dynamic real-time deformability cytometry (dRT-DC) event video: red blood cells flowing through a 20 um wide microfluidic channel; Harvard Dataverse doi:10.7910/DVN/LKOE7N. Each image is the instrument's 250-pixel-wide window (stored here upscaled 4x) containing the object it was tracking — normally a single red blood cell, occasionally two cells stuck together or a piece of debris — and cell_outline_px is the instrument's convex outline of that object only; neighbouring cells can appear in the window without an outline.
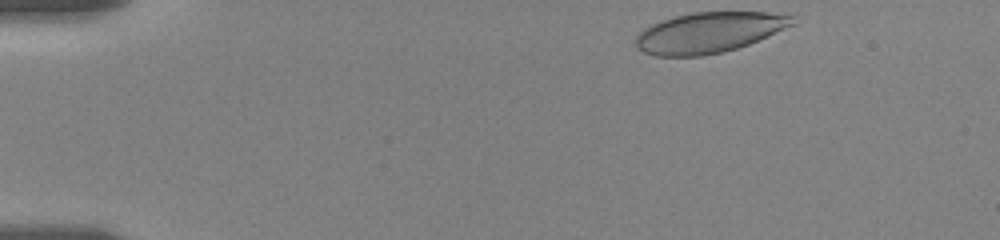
{"species": "human", "species_latin": "Homo sapiens", "temperature_condition": "room temperature", "stored_images_in_passage": 50, "camera_frame_rate_fps": 3000, "um_per_image_px": 0.085, "donor": {"sex": "female"}, "frame": {"image": 1, "passage_image": 1, "time_ms": 0.0, "image_size_px": [1000, 240], "cell_outline_px": [[796, 24], [748, 44], [736, 48], [720, 52], [700, 56], [656, 56], [644, 52], [636, 48], [636, 36], [644, 28], [660, 20], [692, 12], [768, 12], [796, 16]], "centroid_in_image_um": [60.27, 2.75], "position_along_channel_um": 24.7, "area_um2": 36.99}}
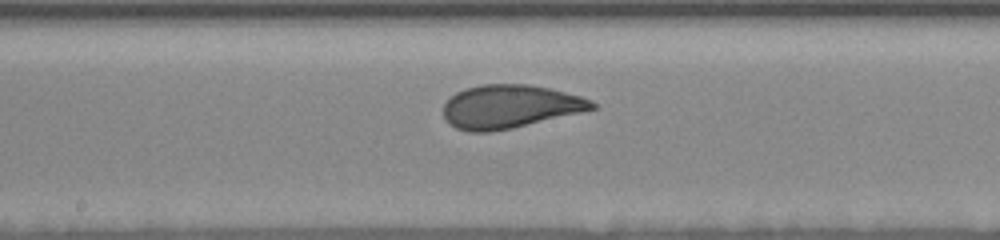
{"frame": {"image": 2, "passage_image": 24, "time_ms": 7.667, "image_size_px": [1000, 240], "cell_outline_px": [[596, 108], [580, 112], [512, 128], [488, 132], [468, 132], [456, 128], [448, 124], [444, 116], [444, 104], [456, 92], [480, 84], [528, 84], [552, 88], [580, 96], [592, 100], [596, 104]], "centroid_in_image_um": [43.32, 9.05], "position_along_channel_um": 204.9, "area_um2": 37.45}}
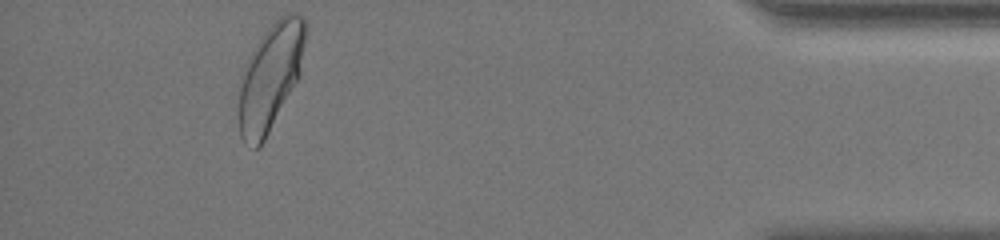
{"frame": {"image": 3, "passage_image": 46, "time_ms": 15.0, "image_size_px": [1000, 240], "cell_outline_px": [[308, 24], [300, 76], [260, 148], [252, 148], [240, 136], [236, 84], [260, 36], [284, 12], [296, 12], [304, 16]], "centroid_in_image_um": [22.98, 6.51], "position_along_channel_um": 412.2, "area_um2": 42.31}, "authors_computed_cell_mechanics": {"area_um2": 38.0035, "velocity_mm_per_s": 3.4992, "shape_relaxation_time_tau1_ms": 3.8913, "shape_relaxation_time_tau2_ms": null, "deformation_change_tau1": 0.1343, "deformation_change_tau2": null}}